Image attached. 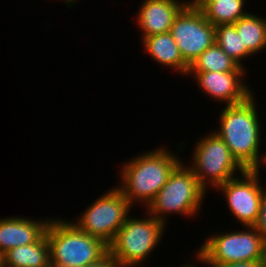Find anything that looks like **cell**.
Wrapping results in <instances>:
<instances>
[{"mask_svg": "<svg viewBox=\"0 0 266 267\" xmlns=\"http://www.w3.org/2000/svg\"><path fill=\"white\" fill-rule=\"evenodd\" d=\"M254 93L244 102L223 107L219 127L213 132L228 146L231 155L244 170H260L265 153H261V124ZM262 138V139H261ZM261 154V156H260Z\"/></svg>", "mask_w": 266, "mask_h": 267, "instance_id": "cell-1", "label": "cell"}, {"mask_svg": "<svg viewBox=\"0 0 266 267\" xmlns=\"http://www.w3.org/2000/svg\"><path fill=\"white\" fill-rule=\"evenodd\" d=\"M170 149L143 152L122 165L121 186H116L131 206L141 202L147 208L166 184L171 172L182 161ZM135 201V202H134Z\"/></svg>", "mask_w": 266, "mask_h": 267, "instance_id": "cell-2", "label": "cell"}, {"mask_svg": "<svg viewBox=\"0 0 266 267\" xmlns=\"http://www.w3.org/2000/svg\"><path fill=\"white\" fill-rule=\"evenodd\" d=\"M45 234L51 267H84L109 250L101 239L80 230L72 220L51 218Z\"/></svg>", "mask_w": 266, "mask_h": 267, "instance_id": "cell-3", "label": "cell"}, {"mask_svg": "<svg viewBox=\"0 0 266 267\" xmlns=\"http://www.w3.org/2000/svg\"><path fill=\"white\" fill-rule=\"evenodd\" d=\"M205 195L206 190L194 172L181 161L145 210L166 225V215L176 213L188 218L197 215Z\"/></svg>", "mask_w": 266, "mask_h": 267, "instance_id": "cell-4", "label": "cell"}, {"mask_svg": "<svg viewBox=\"0 0 266 267\" xmlns=\"http://www.w3.org/2000/svg\"><path fill=\"white\" fill-rule=\"evenodd\" d=\"M243 227L239 231L209 235L195 254L196 263L227 264L266 260V240L253 226Z\"/></svg>", "mask_w": 266, "mask_h": 267, "instance_id": "cell-5", "label": "cell"}, {"mask_svg": "<svg viewBox=\"0 0 266 267\" xmlns=\"http://www.w3.org/2000/svg\"><path fill=\"white\" fill-rule=\"evenodd\" d=\"M146 216L143 219L129 215L108 246L119 267L140 266L160 243L167 226L148 213Z\"/></svg>", "mask_w": 266, "mask_h": 267, "instance_id": "cell-6", "label": "cell"}, {"mask_svg": "<svg viewBox=\"0 0 266 267\" xmlns=\"http://www.w3.org/2000/svg\"><path fill=\"white\" fill-rule=\"evenodd\" d=\"M190 158L193 163H190L189 167L206 191L209 186L210 189L213 187L216 190L244 171L231 155L225 142L214 132L198 139Z\"/></svg>", "mask_w": 266, "mask_h": 267, "instance_id": "cell-7", "label": "cell"}, {"mask_svg": "<svg viewBox=\"0 0 266 267\" xmlns=\"http://www.w3.org/2000/svg\"><path fill=\"white\" fill-rule=\"evenodd\" d=\"M132 206L115 186L94 200L73 223L90 236L110 245L130 214Z\"/></svg>", "mask_w": 266, "mask_h": 267, "instance_id": "cell-8", "label": "cell"}, {"mask_svg": "<svg viewBox=\"0 0 266 267\" xmlns=\"http://www.w3.org/2000/svg\"><path fill=\"white\" fill-rule=\"evenodd\" d=\"M169 32L189 66L215 43V26L192 1L175 17Z\"/></svg>", "mask_w": 266, "mask_h": 267, "instance_id": "cell-9", "label": "cell"}, {"mask_svg": "<svg viewBox=\"0 0 266 267\" xmlns=\"http://www.w3.org/2000/svg\"><path fill=\"white\" fill-rule=\"evenodd\" d=\"M260 175V170H244L242 177L229 179L215 190L222 193L229 211L242 226H253L257 220L264 187Z\"/></svg>", "mask_w": 266, "mask_h": 267, "instance_id": "cell-10", "label": "cell"}, {"mask_svg": "<svg viewBox=\"0 0 266 267\" xmlns=\"http://www.w3.org/2000/svg\"><path fill=\"white\" fill-rule=\"evenodd\" d=\"M245 74L247 75L245 71L187 73L189 77L196 79L202 92L214 98L216 102H225L226 106L242 103L252 95L250 86L245 84Z\"/></svg>", "mask_w": 266, "mask_h": 267, "instance_id": "cell-11", "label": "cell"}, {"mask_svg": "<svg viewBox=\"0 0 266 267\" xmlns=\"http://www.w3.org/2000/svg\"><path fill=\"white\" fill-rule=\"evenodd\" d=\"M184 2V3H183ZM178 0H144L137 16V26L142 30L141 39L169 32L175 17L190 2Z\"/></svg>", "mask_w": 266, "mask_h": 267, "instance_id": "cell-12", "label": "cell"}, {"mask_svg": "<svg viewBox=\"0 0 266 267\" xmlns=\"http://www.w3.org/2000/svg\"><path fill=\"white\" fill-rule=\"evenodd\" d=\"M31 219L22 216L0 218V252L4 254L11 248L35 243L45 235L50 219Z\"/></svg>", "mask_w": 266, "mask_h": 267, "instance_id": "cell-13", "label": "cell"}, {"mask_svg": "<svg viewBox=\"0 0 266 267\" xmlns=\"http://www.w3.org/2000/svg\"><path fill=\"white\" fill-rule=\"evenodd\" d=\"M142 45L144 51L157 63L187 75L189 65L183 60L170 32L145 37L142 39Z\"/></svg>", "mask_w": 266, "mask_h": 267, "instance_id": "cell-14", "label": "cell"}, {"mask_svg": "<svg viewBox=\"0 0 266 267\" xmlns=\"http://www.w3.org/2000/svg\"><path fill=\"white\" fill-rule=\"evenodd\" d=\"M5 267H51L46 234L37 242L9 249L4 253Z\"/></svg>", "mask_w": 266, "mask_h": 267, "instance_id": "cell-15", "label": "cell"}, {"mask_svg": "<svg viewBox=\"0 0 266 267\" xmlns=\"http://www.w3.org/2000/svg\"><path fill=\"white\" fill-rule=\"evenodd\" d=\"M215 27L235 24L249 12L245 11L246 0H191ZM245 5V6H244Z\"/></svg>", "mask_w": 266, "mask_h": 267, "instance_id": "cell-16", "label": "cell"}, {"mask_svg": "<svg viewBox=\"0 0 266 267\" xmlns=\"http://www.w3.org/2000/svg\"><path fill=\"white\" fill-rule=\"evenodd\" d=\"M234 25L242 40V48H247L253 56L266 49L265 18L248 13Z\"/></svg>", "mask_w": 266, "mask_h": 267, "instance_id": "cell-17", "label": "cell"}, {"mask_svg": "<svg viewBox=\"0 0 266 267\" xmlns=\"http://www.w3.org/2000/svg\"><path fill=\"white\" fill-rule=\"evenodd\" d=\"M235 60L229 57L215 42L198 56L189 66L188 72H230L245 71Z\"/></svg>", "mask_w": 266, "mask_h": 267, "instance_id": "cell-18", "label": "cell"}, {"mask_svg": "<svg viewBox=\"0 0 266 267\" xmlns=\"http://www.w3.org/2000/svg\"><path fill=\"white\" fill-rule=\"evenodd\" d=\"M215 42L241 67H245L241 61L252 56L247 48H242V40L234 24H221L216 26Z\"/></svg>", "mask_w": 266, "mask_h": 267, "instance_id": "cell-19", "label": "cell"}, {"mask_svg": "<svg viewBox=\"0 0 266 267\" xmlns=\"http://www.w3.org/2000/svg\"><path fill=\"white\" fill-rule=\"evenodd\" d=\"M265 187H263L261 195L259 214L256 222L253 224V227L266 240V188Z\"/></svg>", "mask_w": 266, "mask_h": 267, "instance_id": "cell-20", "label": "cell"}, {"mask_svg": "<svg viewBox=\"0 0 266 267\" xmlns=\"http://www.w3.org/2000/svg\"><path fill=\"white\" fill-rule=\"evenodd\" d=\"M207 267H265L266 260L240 261L227 264H205Z\"/></svg>", "mask_w": 266, "mask_h": 267, "instance_id": "cell-21", "label": "cell"}, {"mask_svg": "<svg viewBox=\"0 0 266 267\" xmlns=\"http://www.w3.org/2000/svg\"><path fill=\"white\" fill-rule=\"evenodd\" d=\"M84 267H119L118 261L113 258V255L108 250L101 258L97 261L92 262Z\"/></svg>", "mask_w": 266, "mask_h": 267, "instance_id": "cell-22", "label": "cell"}, {"mask_svg": "<svg viewBox=\"0 0 266 267\" xmlns=\"http://www.w3.org/2000/svg\"><path fill=\"white\" fill-rule=\"evenodd\" d=\"M63 1H65V4H67V7H71L74 4H76L75 2H77L78 0H76V1L75 0H63ZM71 3H72V5H70Z\"/></svg>", "mask_w": 266, "mask_h": 267, "instance_id": "cell-23", "label": "cell"}, {"mask_svg": "<svg viewBox=\"0 0 266 267\" xmlns=\"http://www.w3.org/2000/svg\"><path fill=\"white\" fill-rule=\"evenodd\" d=\"M0 267H5L4 266V254L0 252Z\"/></svg>", "mask_w": 266, "mask_h": 267, "instance_id": "cell-24", "label": "cell"}, {"mask_svg": "<svg viewBox=\"0 0 266 267\" xmlns=\"http://www.w3.org/2000/svg\"><path fill=\"white\" fill-rule=\"evenodd\" d=\"M180 267H198V266H197V264H196V266H195L194 263H191V264H190V263L187 262V264L185 263L184 265H182V266H180Z\"/></svg>", "mask_w": 266, "mask_h": 267, "instance_id": "cell-25", "label": "cell"}, {"mask_svg": "<svg viewBox=\"0 0 266 267\" xmlns=\"http://www.w3.org/2000/svg\"><path fill=\"white\" fill-rule=\"evenodd\" d=\"M262 165L264 168L266 167V152H265V157H264V161H263Z\"/></svg>", "mask_w": 266, "mask_h": 267, "instance_id": "cell-26", "label": "cell"}]
</instances>
